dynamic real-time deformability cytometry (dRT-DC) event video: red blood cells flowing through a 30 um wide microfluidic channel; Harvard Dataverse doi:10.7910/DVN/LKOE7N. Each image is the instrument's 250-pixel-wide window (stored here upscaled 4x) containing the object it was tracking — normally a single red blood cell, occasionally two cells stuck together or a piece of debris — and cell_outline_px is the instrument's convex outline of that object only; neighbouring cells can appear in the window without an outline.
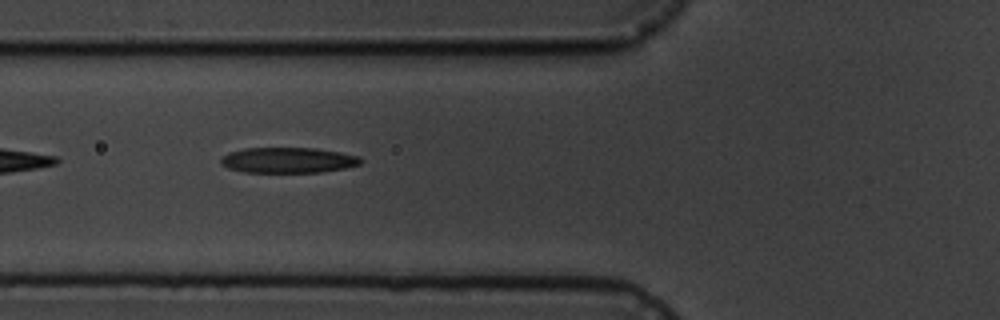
{"species": "common noctule bat (a hibernating species)", "species_latin": "Nyctalus noctula", "temperature_condition": "cold", "stored_images_in_passage": 7, "camera_frame_rate_fps": 3000, "um_per_image_px": 0.085, "animal": {"sex": "male", "body_mass_g": 19.5, "forearm_length_mm": 54.6}, "frame": {"image": 1, "passage_image": 6, "time_ms": 6.667, "image_size_px": [1000, 320], "cell_outline_px": [[364, 160], [360, 164], [344, 168], [320, 172], [244, 172], [228, 168], [220, 164], [220, 160], [224, 156], [232, 152], [244, 148], [316, 148], [340, 152], [360, 156]], "centroid_in_image_um": [24.52, 13.61], "position_along_channel_um": 101.3, "area_um2": 20.75}}
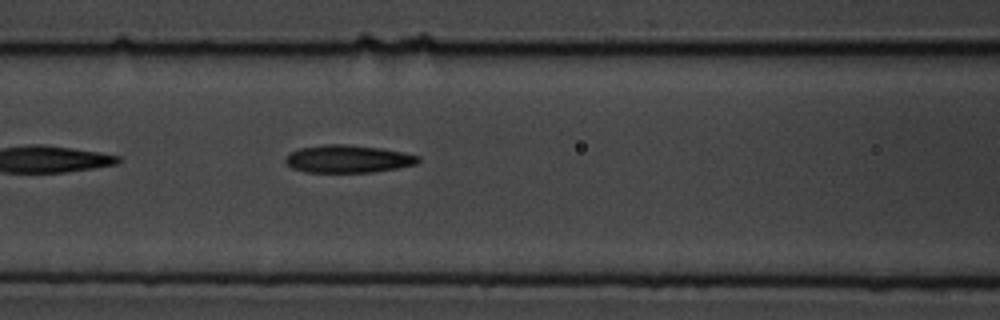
{"frame": {"image": 2, "passage_image": 7, "time_ms": 7.667, "image_size_px": [1000, 320], "cell_outline_px": [[420, 160], [416, 164], [396, 168], [372, 172], [304, 172], [292, 168], [284, 160], [296, 148], [324, 144], [348, 144], [380, 148], [404, 152], [420, 156]], "centroid_in_image_um": [29.57, 13.5], "position_along_channel_um": 137.0, "area_um2": 21.44}}